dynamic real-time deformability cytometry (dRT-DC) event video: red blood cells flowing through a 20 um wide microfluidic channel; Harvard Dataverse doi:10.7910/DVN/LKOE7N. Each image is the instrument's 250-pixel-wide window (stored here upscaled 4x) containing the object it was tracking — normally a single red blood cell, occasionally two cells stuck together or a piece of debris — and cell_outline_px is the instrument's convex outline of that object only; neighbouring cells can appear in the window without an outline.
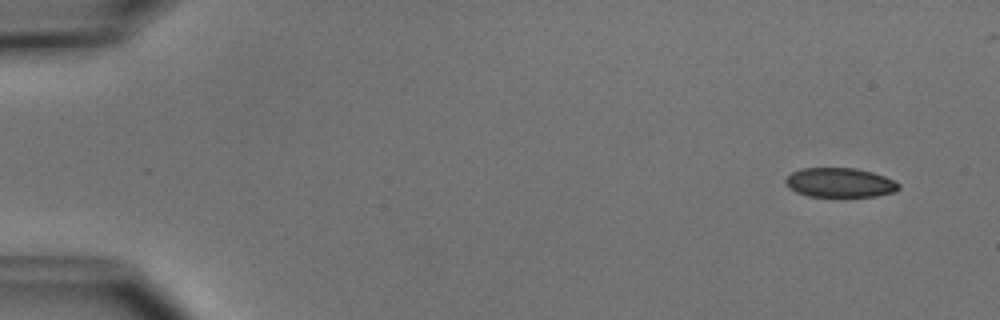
{"species": "common noctule bat (a hibernating species)", "species_latin": "Nyctalus noctula", "temperature_condition": "cold", "stored_images_in_passage": 5, "camera_frame_rate_fps": 3000, "um_per_image_px": 0.085, "animal": {"sex": "male", "body_mass_g": 15.6}, "frame": {"image": 1, "passage_image": 1, "time_ms": 0.0, "image_size_px": [1000, 320], "cell_outline_px": [[900, 188], [896, 192], [876, 196], [808, 196], [796, 192], [788, 188], [784, 180], [792, 172], [800, 168], [856, 168], [872, 172], [884, 176], [900, 184]], "centroid_in_image_um": [71.38, 15.52], "position_along_channel_um": 13.6, "area_um2": 19.42}}
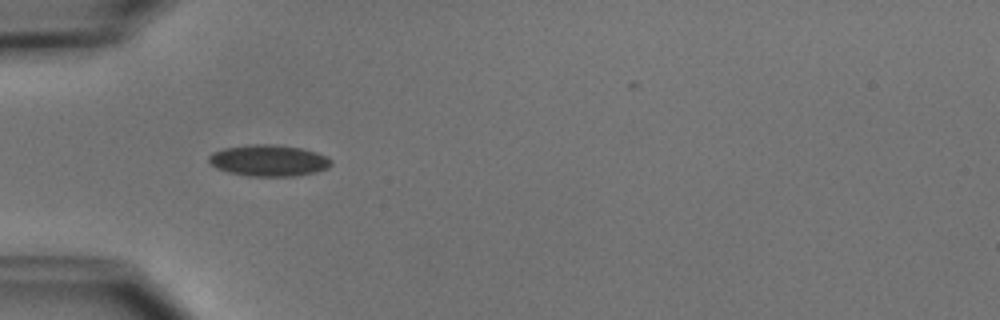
{"frame": {"image": 2, "passage_image": 4, "time_ms": 4.333, "image_size_px": [1000, 320], "cell_outline_px": [[332, 164], [328, 168], [316, 172], [296, 176], [244, 176], [228, 172], [216, 168], [208, 160], [208, 156], [212, 152], [224, 148], [252, 144], [272, 144], [300, 148], [316, 152], [328, 156], [332, 160]], "centroid_in_image_um": [22.85, 13.65], "position_along_channel_um": 62.2, "area_um2": 22.54}}